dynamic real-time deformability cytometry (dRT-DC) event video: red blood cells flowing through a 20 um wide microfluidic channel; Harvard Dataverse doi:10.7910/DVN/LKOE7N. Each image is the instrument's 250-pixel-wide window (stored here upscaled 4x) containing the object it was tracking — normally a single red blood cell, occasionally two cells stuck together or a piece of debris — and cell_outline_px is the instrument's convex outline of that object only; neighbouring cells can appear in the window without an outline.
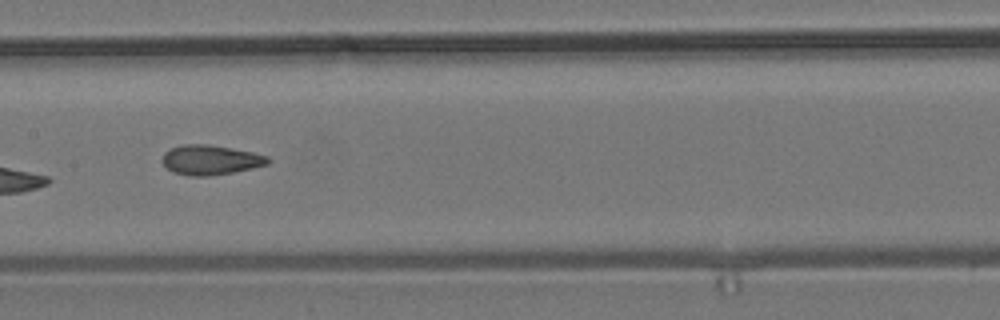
{"species": "common noctule bat (a hibernating species)", "species_latin": "Nyctalus noctula", "temperature_condition": "room temperature", "stored_images_in_passage": 14, "camera_frame_rate_fps": 3000, "um_per_image_px": 0.085, "animal": {"sex": "male", "body_mass_g": 19.2, "forearm_length_mm": 51.8}, "frame": {"image": 1, "passage_image": 7, "time_ms": 2.0, "image_size_px": [1000, 320], "cell_outline_px": [[272, 160], [268, 164], [252, 168], [232, 172], [208, 176], [192, 176], [172, 172], [160, 160], [164, 152], [172, 148], [184, 144], [208, 144], [252, 152], [268, 156]], "centroid_in_image_um": [17.88, 13.59], "position_along_channel_um": 189.5, "area_um2": 18.26}}
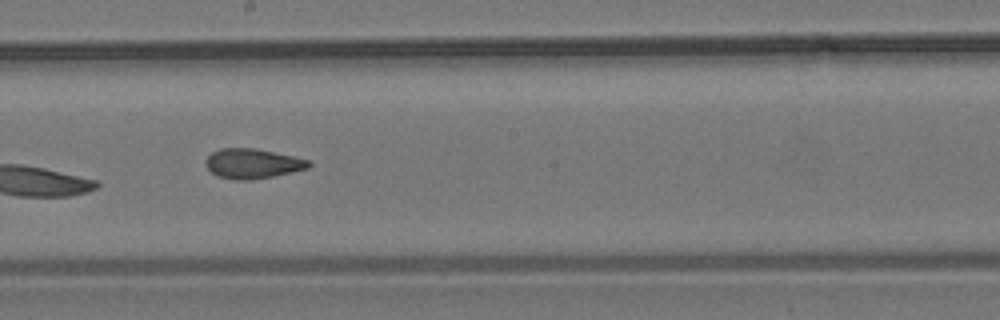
{"frame": {"image": 2, "passage_image": 8, "time_ms": 2.333, "image_size_px": [1000, 320], "cell_outline_px": [[312, 164], [308, 168], [292, 172], [272, 176], [248, 180], [236, 180], [216, 176], [204, 164], [208, 156], [212, 152], [220, 148], [252, 148], [292, 156], [308, 160]], "centroid_in_image_um": [21.43, 13.91], "position_along_channel_um": 226.8, "area_um2": 17.69}}
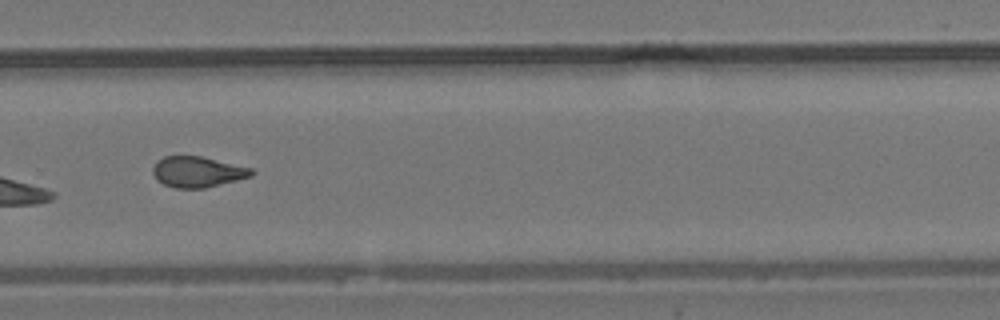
{"frame": {"image": 3, "passage_image": 10, "time_ms": 3.0, "image_size_px": [1000, 320], "cell_outline_px": [[256, 172], [252, 176], [204, 188], [176, 188], [164, 184], [156, 180], [152, 172], [152, 168], [156, 160], [164, 156], [200, 156], [252, 168]], "centroid_in_image_um": [16.76, 14.6], "position_along_channel_um": 313.0, "area_um2": 17.69}}